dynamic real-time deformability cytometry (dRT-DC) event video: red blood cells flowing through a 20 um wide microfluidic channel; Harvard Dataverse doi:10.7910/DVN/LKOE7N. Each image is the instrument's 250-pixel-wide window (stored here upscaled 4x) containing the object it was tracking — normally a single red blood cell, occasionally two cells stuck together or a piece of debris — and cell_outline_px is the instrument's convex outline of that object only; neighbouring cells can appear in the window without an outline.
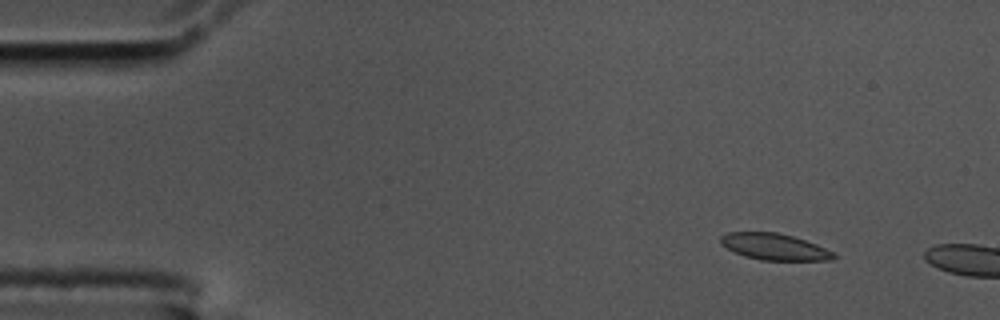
{"species": "common noctule bat (a hibernating species)", "species_latin": "Nyctalus noctula", "temperature_condition": "cold", "stored_images_in_passage": 9, "camera_frame_rate_fps": 3000, "um_per_image_px": 0.085, "animal": {"sex": "male", "body_mass_g": 17.5, "forearm_length_mm": 52.3}, "frame": {"image": 1, "passage_image": 6, "time_ms": 1.667, "image_size_px": [1000, 320], "cell_outline_px": [[836, 256], [832, 260], [760, 260], [744, 256], [720, 244], [720, 236], [728, 232], [776, 232], [792, 236], [816, 244], [832, 252]], "centroid_in_image_um": [65.79, 20.97], "position_along_channel_um": 19.2, "area_um2": 17.22}}